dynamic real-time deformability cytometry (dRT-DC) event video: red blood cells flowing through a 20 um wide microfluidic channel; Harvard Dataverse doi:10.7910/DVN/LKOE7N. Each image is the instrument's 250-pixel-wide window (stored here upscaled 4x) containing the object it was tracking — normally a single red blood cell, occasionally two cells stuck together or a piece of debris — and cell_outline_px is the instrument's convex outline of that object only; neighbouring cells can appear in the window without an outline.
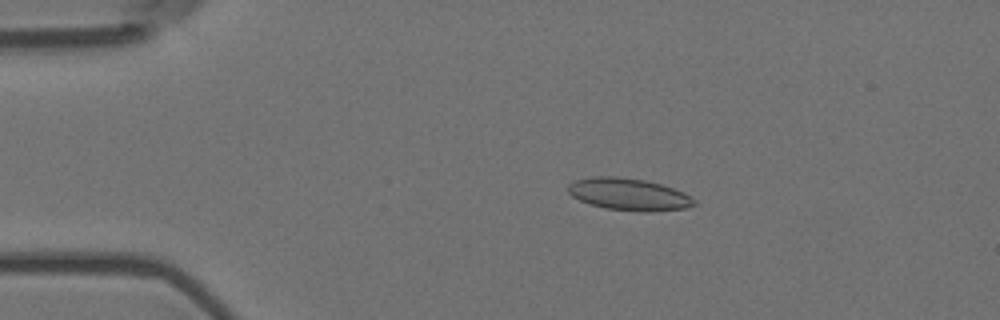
{"species": "Egyptian fruit bat (a non-hibernating species)", "species_latin": "Rousettus aegyptiacus", "temperature_condition": "room temperature", "stored_images_in_passage": 11, "camera_frame_rate_fps": 3000, "um_per_image_px": 0.085, "animal": {"sex": "female"}, "frame": {"image": 1, "passage_image": 3, "time_ms": 0.667, "image_size_px": [1000, 320], "cell_outline_px": [[696, 204], [684, 208], [648, 212], [640, 212], [604, 208], [588, 204], [572, 196], [568, 192], [568, 184], [576, 180], [592, 176], [616, 176], [644, 180], [660, 184], [684, 192], [692, 196], [696, 200]], "centroid_in_image_um": [53.44, 16.52], "position_along_channel_um": 31.6, "area_um2": 23.7}}
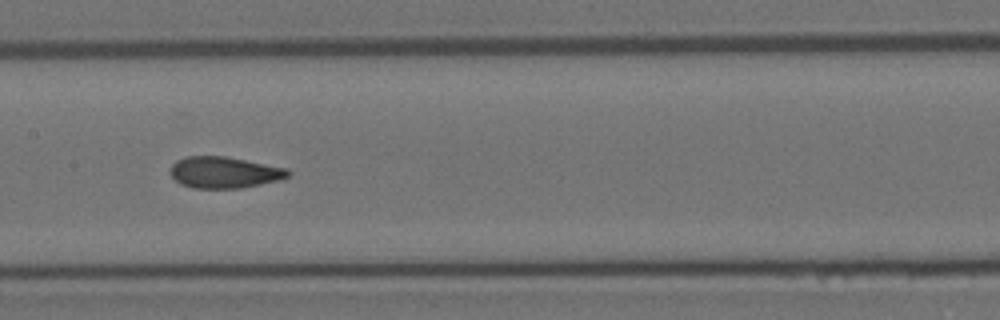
{"frame": {"image": 2, "passage_image": 8, "time_ms": 2.333, "image_size_px": [1000, 320], "cell_outline_px": [[292, 172], [288, 176], [280, 180], [240, 188], [192, 188], [180, 184], [168, 172], [172, 164], [176, 160], [184, 156], [224, 156], [288, 168]], "centroid_in_image_um": [19.04, 14.65], "position_along_channel_um": 188.4, "area_um2": 21.68}}
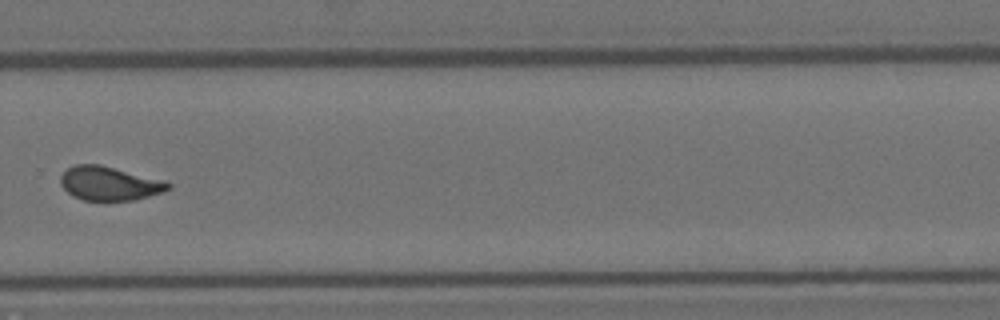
{"frame": {"image": 3, "passage_image": 11, "time_ms": 3.333, "image_size_px": [1000, 320], "cell_outline_px": [[172, 188], [164, 192], [132, 200], [84, 200], [72, 196], [60, 184], [60, 176], [68, 168], [76, 164], [100, 164], [168, 180], [172, 184]], "centroid_in_image_um": [9.36, 15.58], "position_along_channel_um": 320.4, "area_um2": 21.56}}